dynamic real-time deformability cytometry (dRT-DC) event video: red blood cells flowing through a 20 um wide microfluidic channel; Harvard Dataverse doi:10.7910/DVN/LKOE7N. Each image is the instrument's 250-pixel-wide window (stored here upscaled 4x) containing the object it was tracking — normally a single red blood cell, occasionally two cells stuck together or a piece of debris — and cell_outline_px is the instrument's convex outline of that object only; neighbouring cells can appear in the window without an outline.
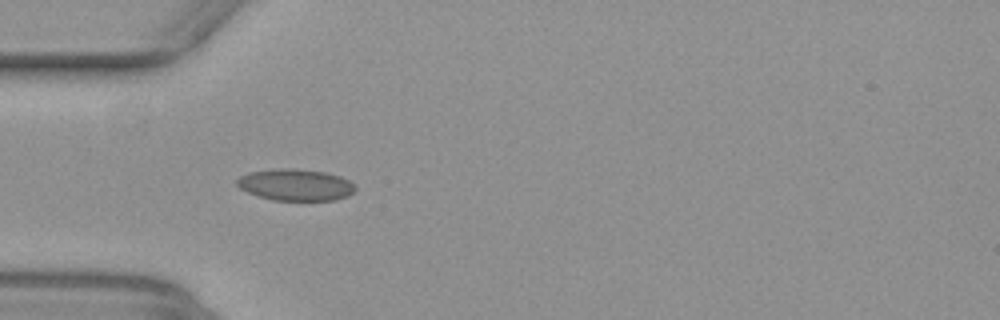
{"species": "common noctule bat (a hibernating species)", "species_latin": "Nyctalus noctula", "temperature_condition": "warm", "stored_images_in_passage": 40, "camera_frame_rate_fps": 3000, "um_per_image_px": 0.085, "animal": {"sex": "female", "body_mass_g": 29.2, "forearm_length_mm": 56.3}, "frame": {"image": 1, "passage_image": 4, "time_ms": 1.0, "image_size_px": [1000, 320], "cell_outline_px": [[356, 188], [352, 192], [344, 196], [332, 200], [276, 200], [260, 196], [248, 192], [240, 188], [236, 184], [236, 180], [240, 176], [252, 172], [324, 172], [340, 176], [348, 180]], "centroid_in_image_um": [25.14, 15.77], "position_along_channel_um": 59.9, "area_um2": 20.11}}
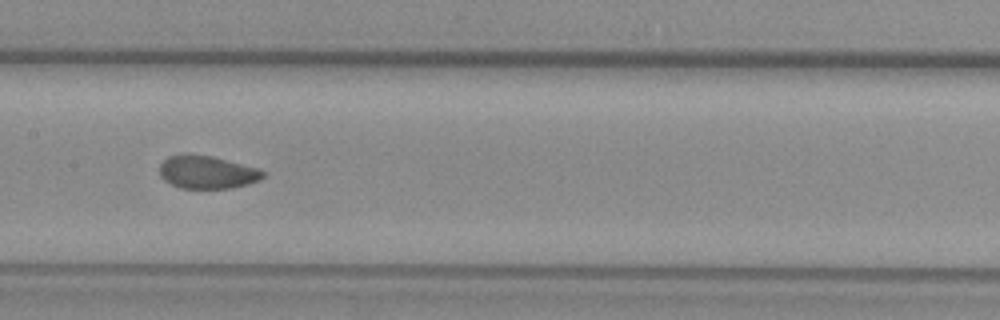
{"frame": {"image": 2, "passage_image": 14, "time_ms": 4.333, "image_size_px": [1000, 320], "cell_outline_px": [[264, 176], [256, 180], [244, 184], [228, 188], [180, 188], [164, 180], [160, 176], [160, 164], [168, 156], [212, 156], [256, 168], [264, 172]], "centroid_in_image_um": [17.56, 14.65], "position_along_channel_um": 189.8, "area_um2": 19.02}}
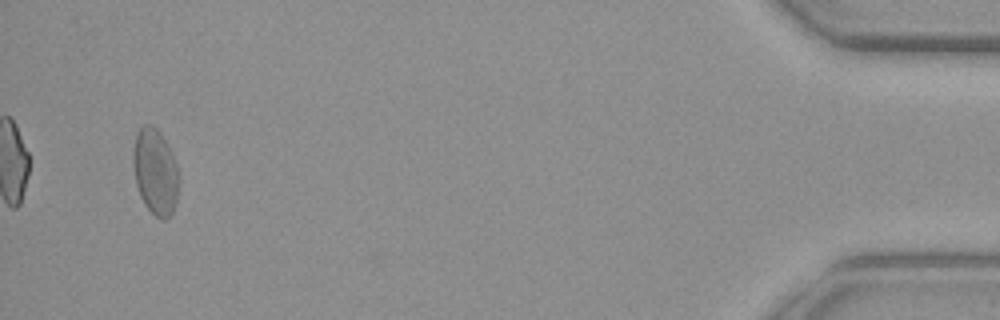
{"frame": {"image": 3, "passage_image": 38, "time_ms": 12.333, "image_size_px": [1000, 320], "cell_outline_px": [[180, 180], [176, 204], [172, 212], [164, 220], [160, 220], [144, 204], [140, 196], [136, 184], [132, 164], [132, 148], [136, 132], [144, 124], [152, 124], [160, 132], [176, 164], [180, 176]], "centroid_in_image_um": [13.18, 14.59], "position_along_channel_um": 422.0, "area_um2": 23.18}, "authors_computed_cell_mechanics": {"area_um2": 20.3167, "velocity_mm_per_s": 3.9708, "shape_relaxation_time_tau1_ms": 6.1049, "shape_relaxation_time_tau2_ms": 0.6872, "deformation_change_tau1": 0.1515, "deformation_change_tau2": 0.0433}}